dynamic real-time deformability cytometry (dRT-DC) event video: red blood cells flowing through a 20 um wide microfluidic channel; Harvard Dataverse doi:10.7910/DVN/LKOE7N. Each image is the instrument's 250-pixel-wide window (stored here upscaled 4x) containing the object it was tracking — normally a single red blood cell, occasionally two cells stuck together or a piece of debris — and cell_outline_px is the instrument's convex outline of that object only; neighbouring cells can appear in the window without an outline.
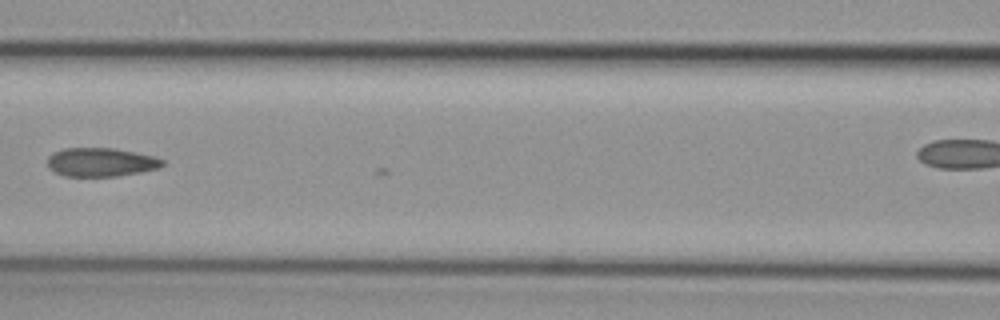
{"species": "common noctule bat (a hibernating species)", "species_latin": "Nyctalus noctula", "temperature_condition": "cold", "stored_images_in_passage": 6, "camera_frame_rate_fps": 3000, "um_per_image_px": 0.085, "animal": {"sex": "female", "body_mass_g": 29.2, "forearm_length_mm": 56.3}, "frame": {"image": 1, "passage_image": 4, "time_ms": 1.0, "image_size_px": [1000, 320], "cell_outline_px": [[164, 164], [160, 168], [140, 172], [116, 176], [64, 176], [48, 168], [48, 156], [64, 148], [116, 148], [156, 156], [164, 160]], "centroid_in_image_um": [8.62, 13.78], "position_along_channel_um": 158.0, "area_um2": 19.31}}